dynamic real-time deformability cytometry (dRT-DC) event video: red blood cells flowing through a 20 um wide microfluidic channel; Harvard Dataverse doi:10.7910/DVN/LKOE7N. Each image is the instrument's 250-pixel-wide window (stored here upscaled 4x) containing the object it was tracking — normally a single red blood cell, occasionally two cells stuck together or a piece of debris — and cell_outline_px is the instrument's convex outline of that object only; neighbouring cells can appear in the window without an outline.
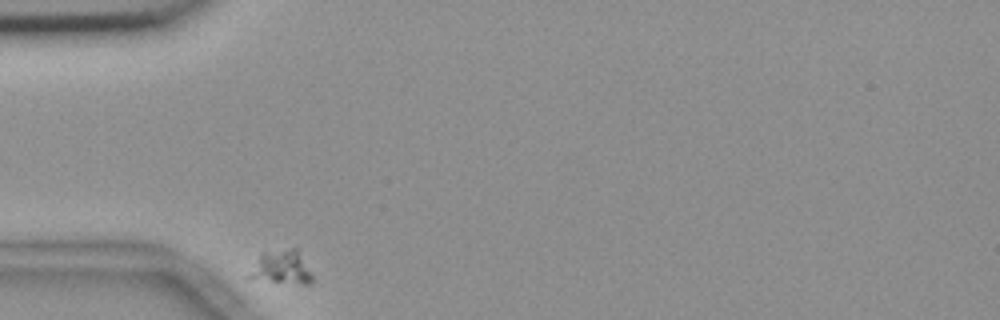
{"species": "common noctule bat (a hibernating species)", "species_latin": "Nyctalus noctula", "temperature_condition": "room temperature", "stored_images_in_passage": 38, "camera_frame_rate_fps": 3000, "um_per_image_px": 0.085, "animal": {"sex": "female", "body_mass_g": 18.4}, "frame": {"image": 1, "passage_image": 1, "time_ms": 0.0, "image_size_px": [1000, 320], "cell_outline_px": [[312, 284], [304, 284], [244, 280], [244, 276], [260, 256], [264, 252], [292, 248], [296, 248], [312, 276]], "centroid_in_image_um": [23.82, 22.78], "position_along_channel_um": 61.2, "area_um2": 12.54}}
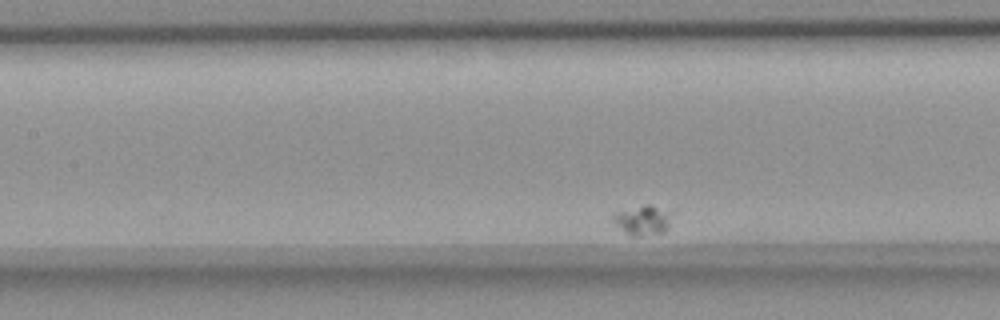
{"frame": {"image": 2, "passage_image": 13, "time_ms": 4.0, "image_size_px": [1000, 320], "cell_outline_px": [[676, 208], [668, 228], [664, 232], [640, 236], [632, 236], [616, 224], [612, 220], [612, 212], [644, 204], [652, 204]], "centroid_in_image_um": [54.75, 18.64], "position_along_channel_um": 152.6, "area_um2": 10.87}}
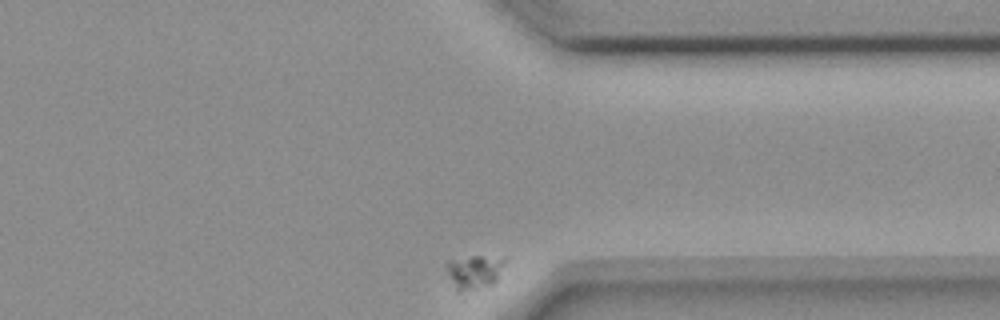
{"frame": {"image": 3, "passage_image": 38, "time_ms": 12.333, "image_size_px": [1000, 320], "cell_outline_px": [[508, 256], [496, 280], [492, 284], [456, 292], [448, 272], [448, 260], [472, 256]], "centroid_in_image_um": [40.36, 23.06], "position_along_channel_um": 371.0, "area_um2": 11.27}}